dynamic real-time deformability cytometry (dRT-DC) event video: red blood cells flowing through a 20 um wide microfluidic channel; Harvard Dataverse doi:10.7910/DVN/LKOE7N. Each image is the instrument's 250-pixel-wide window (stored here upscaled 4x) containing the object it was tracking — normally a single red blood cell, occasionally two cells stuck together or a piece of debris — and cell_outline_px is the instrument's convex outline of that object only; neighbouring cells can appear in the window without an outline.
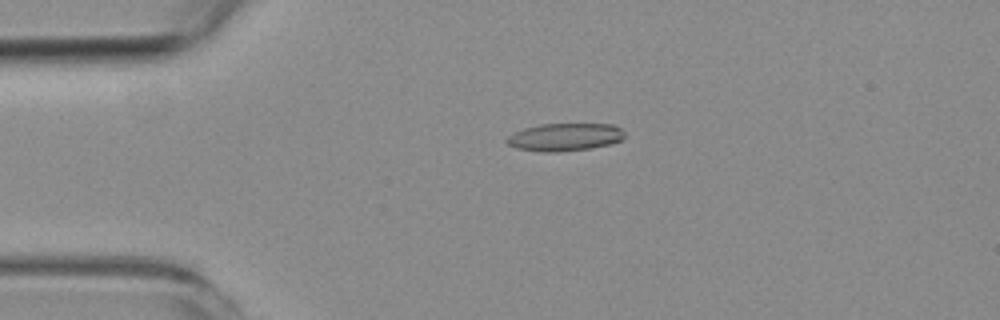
{"species": "common noctule bat (a hibernating species)", "species_latin": "Nyctalus noctula", "temperature_condition": "room temperature", "stored_images_in_passage": 5, "camera_frame_rate_fps": 3000, "um_per_image_px": 0.085, "animal": {"sex": "female", "body_mass_g": 19.3, "forearm_length_mm": 54.1}, "frame": {"image": 1, "passage_image": 4, "time_ms": 3.333, "image_size_px": [1000, 320], "cell_outline_px": [[624, 136], [620, 140], [608, 144], [592, 148], [560, 152], [544, 152], [516, 148], [508, 144], [504, 140], [508, 136], [524, 128], [540, 124], [612, 124], [620, 128], [624, 132]], "centroid_in_image_um": [47.99, 11.65], "position_along_channel_um": 37.0, "area_um2": 18.96}}